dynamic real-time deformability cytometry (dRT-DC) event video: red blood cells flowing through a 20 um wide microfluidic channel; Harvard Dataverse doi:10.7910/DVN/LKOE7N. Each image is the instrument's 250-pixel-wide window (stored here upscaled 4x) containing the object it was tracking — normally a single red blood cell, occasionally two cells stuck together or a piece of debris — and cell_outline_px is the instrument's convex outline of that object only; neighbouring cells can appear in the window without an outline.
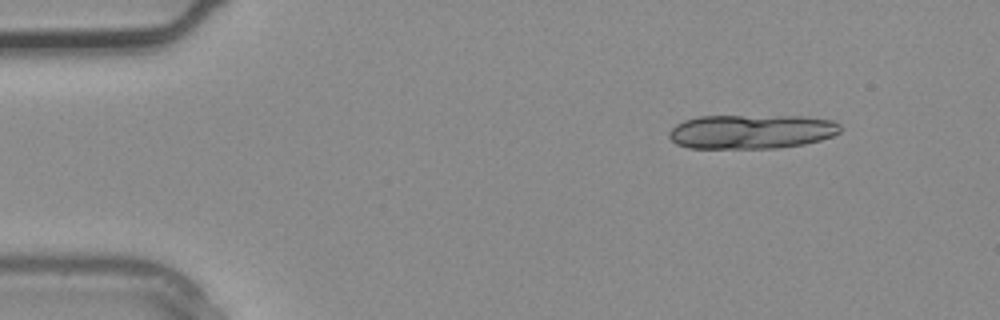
{"species": "common noctule bat (a hibernating species)", "species_latin": "Nyctalus noctula", "temperature_condition": "warm", "stored_images_in_passage": 3, "camera_frame_rate_fps": 3000, "um_per_image_px": 0.085, "animal": {"sex": "male", "body_mass_g": 20.4}, "frame": {"image": 1, "passage_image": 1, "time_ms": 0.0, "image_size_px": [1000, 320], "cell_outline_px": [[840, 132], [832, 136], [820, 140], [804, 144], [776, 148], [688, 148], [676, 144], [668, 136], [668, 132], [676, 124], [684, 120], [700, 116], [800, 116], [832, 120], [840, 124]], "centroid_in_image_um": [63.85, 11.19], "position_along_channel_um": 21.2, "area_um2": 34.28}}